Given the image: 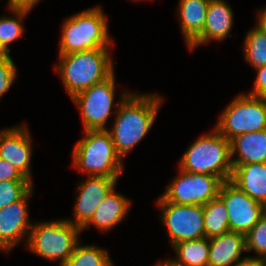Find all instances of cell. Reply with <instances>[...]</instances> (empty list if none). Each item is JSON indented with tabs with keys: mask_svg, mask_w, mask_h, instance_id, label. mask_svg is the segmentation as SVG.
<instances>
[{
	"mask_svg": "<svg viewBox=\"0 0 266 266\" xmlns=\"http://www.w3.org/2000/svg\"><path fill=\"white\" fill-rule=\"evenodd\" d=\"M230 150L232 165L266 163V129L236 135L230 140Z\"/></svg>",
	"mask_w": 266,
	"mask_h": 266,
	"instance_id": "cell-18",
	"label": "cell"
},
{
	"mask_svg": "<svg viewBox=\"0 0 266 266\" xmlns=\"http://www.w3.org/2000/svg\"><path fill=\"white\" fill-rule=\"evenodd\" d=\"M126 197L116 192L114 188L100 203L93 217L81 229V232L90 229V226L93 225L99 232L106 233L119 225L126 219L130 206H132L130 199Z\"/></svg>",
	"mask_w": 266,
	"mask_h": 266,
	"instance_id": "cell-16",
	"label": "cell"
},
{
	"mask_svg": "<svg viewBox=\"0 0 266 266\" xmlns=\"http://www.w3.org/2000/svg\"><path fill=\"white\" fill-rule=\"evenodd\" d=\"M235 266H266L265 258L244 256Z\"/></svg>",
	"mask_w": 266,
	"mask_h": 266,
	"instance_id": "cell-32",
	"label": "cell"
},
{
	"mask_svg": "<svg viewBox=\"0 0 266 266\" xmlns=\"http://www.w3.org/2000/svg\"><path fill=\"white\" fill-rule=\"evenodd\" d=\"M162 225L171 245L205 238L203 205H179L167 202L161 195L156 200Z\"/></svg>",
	"mask_w": 266,
	"mask_h": 266,
	"instance_id": "cell-8",
	"label": "cell"
},
{
	"mask_svg": "<svg viewBox=\"0 0 266 266\" xmlns=\"http://www.w3.org/2000/svg\"><path fill=\"white\" fill-rule=\"evenodd\" d=\"M11 16L0 17V54H10V45L24 34L23 20L31 11L9 9Z\"/></svg>",
	"mask_w": 266,
	"mask_h": 266,
	"instance_id": "cell-22",
	"label": "cell"
},
{
	"mask_svg": "<svg viewBox=\"0 0 266 266\" xmlns=\"http://www.w3.org/2000/svg\"><path fill=\"white\" fill-rule=\"evenodd\" d=\"M33 181H2L0 182V210L21 199L34 185Z\"/></svg>",
	"mask_w": 266,
	"mask_h": 266,
	"instance_id": "cell-27",
	"label": "cell"
},
{
	"mask_svg": "<svg viewBox=\"0 0 266 266\" xmlns=\"http://www.w3.org/2000/svg\"><path fill=\"white\" fill-rule=\"evenodd\" d=\"M34 186L19 200L0 210V251L9 252L25 238L27 243L32 227L29 216V200L33 195Z\"/></svg>",
	"mask_w": 266,
	"mask_h": 266,
	"instance_id": "cell-12",
	"label": "cell"
},
{
	"mask_svg": "<svg viewBox=\"0 0 266 266\" xmlns=\"http://www.w3.org/2000/svg\"><path fill=\"white\" fill-rule=\"evenodd\" d=\"M244 37L243 57L252 68L266 65V31L256 24Z\"/></svg>",
	"mask_w": 266,
	"mask_h": 266,
	"instance_id": "cell-25",
	"label": "cell"
},
{
	"mask_svg": "<svg viewBox=\"0 0 266 266\" xmlns=\"http://www.w3.org/2000/svg\"><path fill=\"white\" fill-rule=\"evenodd\" d=\"M17 68L10 54H0V99L13 85L17 75Z\"/></svg>",
	"mask_w": 266,
	"mask_h": 266,
	"instance_id": "cell-28",
	"label": "cell"
},
{
	"mask_svg": "<svg viewBox=\"0 0 266 266\" xmlns=\"http://www.w3.org/2000/svg\"><path fill=\"white\" fill-rule=\"evenodd\" d=\"M263 208H264V213L266 214V202H265V204L263 205Z\"/></svg>",
	"mask_w": 266,
	"mask_h": 266,
	"instance_id": "cell-35",
	"label": "cell"
},
{
	"mask_svg": "<svg viewBox=\"0 0 266 266\" xmlns=\"http://www.w3.org/2000/svg\"><path fill=\"white\" fill-rule=\"evenodd\" d=\"M178 164L185 172L214 175L228 181L233 171L230 140L214 127L186 149Z\"/></svg>",
	"mask_w": 266,
	"mask_h": 266,
	"instance_id": "cell-5",
	"label": "cell"
},
{
	"mask_svg": "<svg viewBox=\"0 0 266 266\" xmlns=\"http://www.w3.org/2000/svg\"><path fill=\"white\" fill-rule=\"evenodd\" d=\"M81 229L64 219L33 223L27 249L43 259L63 266L73 253L75 245L81 241Z\"/></svg>",
	"mask_w": 266,
	"mask_h": 266,
	"instance_id": "cell-6",
	"label": "cell"
},
{
	"mask_svg": "<svg viewBox=\"0 0 266 266\" xmlns=\"http://www.w3.org/2000/svg\"><path fill=\"white\" fill-rule=\"evenodd\" d=\"M72 153V166L80 174L119 178L124 172V161L107 129L85 130L84 137L75 144Z\"/></svg>",
	"mask_w": 266,
	"mask_h": 266,
	"instance_id": "cell-4",
	"label": "cell"
},
{
	"mask_svg": "<svg viewBox=\"0 0 266 266\" xmlns=\"http://www.w3.org/2000/svg\"><path fill=\"white\" fill-rule=\"evenodd\" d=\"M203 212L205 235L208 239L230 231L227 208L219 197L203 205Z\"/></svg>",
	"mask_w": 266,
	"mask_h": 266,
	"instance_id": "cell-23",
	"label": "cell"
},
{
	"mask_svg": "<svg viewBox=\"0 0 266 266\" xmlns=\"http://www.w3.org/2000/svg\"><path fill=\"white\" fill-rule=\"evenodd\" d=\"M223 182L214 175L195 174L179 169V174L173 178L161 196L174 204L205 205L218 197Z\"/></svg>",
	"mask_w": 266,
	"mask_h": 266,
	"instance_id": "cell-10",
	"label": "cell"
},
{
	"mask_svg": "<svg viewBox=\"0 0 266 266\" xmlns=\"http://www.w3.org/2000/svg\"><path fill=\"white\" fill-rule=\"evenodd\" d=\"M9 180L30 181L13 165L0 158V182Z\"/></svg>",
	"mask_w": 266,
	"mask_h": 266,
	"instance_id": "cell-29",
	"label": "cell"
},
{
	"mask_svg": "<svg viewBox=\"0 0 266 266\" xmlns=\"http://www.w3.org/2000/svg\"><path fill=\"white\" fill-rule=\"evenodd\" d=\"M154 266H174L169 260L165 259L163 261L159 260Z\"/></svg>",
	"mask_w": 266,
	"mask_h": 266,
	"instance_id": "cell-34",
	"label": "cell"
},
{
	"mask_svg": "<svg viewBox=\"0 0 266 266\" xmlns=\"http://www.w3.org/2000/svg\"><path fill=\"white\" fill-rule=\"evenodd\" d=\"M209 0H179L176 15L189 47L203 32Z\"/></svg>",
	"mask_w": 266,
	"mask_h": 266,
	"instance_id": "cell-20",
	"label": "cell"
},
{
	"mask_svg": "<svg viewBox=\"0 0 266 266\" xmlns=\"http://www.w3.org/2000/svg\"><path fill=\"white\" fill-rule=\"evenodd\" d=\"M257 72V76L252 87V91H249L248 95L266 98V65L254 69Z\"/></svg>",
	"mask_w": 266,
	"mask_h": 266,
	"instance_id": "cell-30",
	"label": "cell"
},
{
	"mask_svg": "<svg viewBox=\"0 0 266 266\" xmlns=\"http://www.w3.org/2000/svg\"><path fill=\"white\" fill-rule=\"evenodd\" d=\"M77 185V195L73 207L74 219H65L82 229L93 217L96 209L106 196L116 187L119 178L106 176H86Z\"/></svg>",
	"mask_w": 266,
	"mask_h": 266,
	"instance_id": "cell-13",
	"label": "cell"
},
{
	"mask_svg": "<svg viewBox=\"0 0 266 266\" xmlns=\"http://www.w3.org/2000/svg\"><path fill=\"white\" fill-rule=\"evenodd\" d=\"M26 124L0 131V158L13 165L28 180L31 178L32 139Z\"/></svg>",
	"mask_w": 266,
	"mask_h": 266,
	"instance_id": "cell-14",
	"label": "cell"
},
{
	"mask_svg": "<svg viewBox=\"0 0 266 266\" xmlns=\"http://www.w3.org/2000/svg\"><path fill=\"white\" fill-rule=\"evenodd\" d=\"M256 23L266 31V7L257 11Z\"/></svg>",
	"mask_w": 266,
	"mask_h": 266,
	"instance_id": "cell-33",
	"label": "cell"
},
{
	"mask_svg": "<svg viewBox=\"0 0 266 266\" xmlns=\"http://www.w3.org/2000/svg\"><path fill=\"white\" fill-rule=\"evenodd\" d=\"M208 266H235L246 252L245 235L228 231L209 238Z\"/></svg>",
	"mask_w": 266,
	"mask_h": 266,
	"instance_id": "cell-17",
	"label": "cell"
},
{
	"mask_svg": "<svg viewBox=\"0 0 266 266\" xmlns=\"http://www.w3.org/2000/svg\"><path fill=\"white\" fill-rule=\"evenodd\" d=\"M214 127L227 140L266 129V98L238 94L223 109Z\"/></svg>",
	"mask_w": 266,
	"mask_h": 266,
	"instance_id": "cell-7",
	"label": "cell"
},
{
	"mask_svg": "<svg viewBox=\"0 0 266 266\" xmlns=\"http://www.w3.org/2000/svg\"><path fill=\"white\" fill-rule=\"evenodd\" d=\"M115 72L106 80L77 93L71 98L80 111L83 129H108L106 123L112 115L116 81Z\"/></svg>",
	"mask_w": 266,
	"mask_h": 266,
	"instance_id": "cell-9",
	"label": "cell"
},
{
	"mask_svg": "<svg viewBox=\"0 0 266 266\" xmlns=\"http://www.w3.org/2000/svg\"><path fill=\"white\" fill-rule=\"evenodd\" d=\"M41 0H8V10L9 9H23L32 11L33 8L39 4Z\"/></svg>",
	"mask_w": 266,
	"mask_h": 266,
	"instance_id": "cell-31",
	"label": "cell"
},
{
	"mask_svg": "<svg viewBox=\"0 0 266 266\" xmlns=\"http://www.w3.org/2000/svg\"><path fill=\"white\" fill-rule=\"evenodd\" d=\"M175 256L169 260L174 266H208L209 239L207 237L174 244Z\"/></svg>",
	"mask_w": 266,
	"mask_h": 266,
	"instance_id": "cell-21",
	"label": "cell"
},
{
	"mask_svg": "<svg viewBox=\"0 0 266 266\" xmlns=\"http://www.w3.org/2000/svg\"><path fill=\"white\" fill-rule=\"evenodd\" d=\"M226 0H209L207 15L201 35L188 47L190 51L210 41L221 42L230 38L234 13Z\"/></svg>",
	"mask_w": 266,
	"mask_h": 266,
	"instance_id": "cell-15",
	"label": "cell"
},
{
	"mask_svg": "<svg viewBox=\"0 0 266 266\" xmlns=\"http://www.w3.org/2000/svg\"><path fill=\"white\" fill-rule=\"evenodd\" d=\"M132 1H136L137 2V1H140V0H132ZM141 1H149V0H141Z\"/></svg>",
	"mask_w": 266,
	"mask_h": 266,
	"instance_id": "cell-36",
	"label": "cell"
},
{
	"mask_svg": "<svg viewBox=\"0 0 266 266\" xmlns=\"http://www.w3.org/2000/svg\"><path fill=\"white\" fill-rule=\"evenodd\" d=\"M218 197L227 208L230 231L246 235L264 214L263 204L248 196L230 180L222 183Z\"/></svg>",
	"mask_w": 266,
	"mask_h": 266,
	"instance_id": "cell-11",
	"label": "cell"
},
{
	"mask_svg": "<svg viewBox=\"0 0 266 266\" xmlns=\"http://www.w3.org/2000/svg\"><path fill=\"white\" fill-rule=\"evenodd\" d=\"M78 242L73 253L63 266H113L109 251L96 245H81Z\"/></svg>",
	"mask_w": 266,
	"mask_h": 266,
	"instance_id": "cell-24",
	"label": "cell"
},
{
	"mask_svg": "<svg viewBox=\"0 0 266 266\" xmlns=\"http://www.w3.org/2000/svg\"><path fill=\"white\" fill-rule=\"evenodd\" d=\"M101 6L80 11L63 20L58 55L99 48H110L108 16Z\"/></svg>",
	"mask_w": 266,
	"mask_h": 266,
	"instance_id": "cell-3",
	"label": "cell"
},
{
	"mask_svg": "<svg viewBox=\"0 0 266 266\" xmlns=\"http://www.w3.org/2000/svg\"><path fill=\"white\" fill-rule=\"evenodd\" d=\"M115 104L111 135L117 153L124 158L146 136L158 116L163 97L157 93H140L123 90Z\"/></svg>",
	"mask_w": 266,
	"mask_h": 266,
	"instance_id": "cell-1",
	"label": "cell"
},
{
	"mask_svg": "<svg viewBox=\"0 0 266 266\" xmlns=\"http://www.w3.org/2000/svg\"><path fill=\"white\" fill-rule=\"evenodd\" d=\"M232 166L230 181L248 196L264 205L266 202V163Z\"/></svg>",
	"mask_w": 266,
	"mask_h": 266,
	"instance_id": "cell-19",
	"label": "cell"
},
{
	"mask_svg": "<svg viewBox=\"0 0 266 266\" xmlns=\"http://www.w3.org/2000/svg\"><path fill=\"white\" fill-rule=\"evenodd\" d=\"M246 252H256V257L266 258V214L245 235Z\"/></svg>",
	"mask_w": 266,
	"mask_h": 266,
	"instance_id": "cell-26",
	"label": "cell"
},
{
	"mask_svg": "<svg viewBox=\"0 0 266 266\" xmlns=\"http://www.w3.org/2000/svg\"><path fill=\"white\" fill-rule=\"evenodd\" d=\"M109 51V48H99L58 55L55 71L70 98L114 73V59Z\"/></svg>",
	"mask_w": 266,
	"mask_h": 266,
	"instance_id": "cell-2",
	"label": "cell"
}]
</instances>
